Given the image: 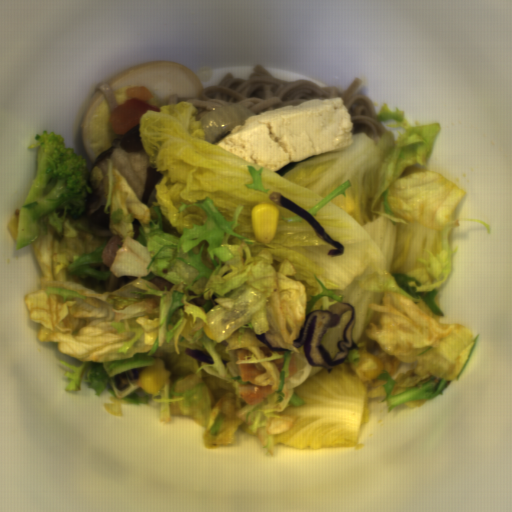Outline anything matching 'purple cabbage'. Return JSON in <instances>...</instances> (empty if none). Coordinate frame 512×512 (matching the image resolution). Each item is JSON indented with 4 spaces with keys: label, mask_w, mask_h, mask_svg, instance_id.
I'll return each instance as SVG.
<instances>
[{
    "label": "purple cabbage",
    "mask_w": 512,
    "mask_h": 512,
    "mask_svg": "<svg viewBox=\"0 0 512 512\" xmlns=\"http://www.w3.org/2000/svg\"><path fill=\"white\" fill-rule=\"evenodd\" d=\"M269 199L272 202H276L280 206L290 210L291 212L307 220L315 230L318 237L335 248L330 249L328 251V256L334 257L345 253L343 244H341L340 242L332 238L330 235H328L325 232V230L321 227V225L318 223V221L304 207L292 201L291 199L283 196L279 191H274L273 193H271Z\"/></svg>",
    "instance_id": "purple-cabbage-2"
},
{
    "label": "purple cabbage",
    "mask_w": 512,
    "mask_h": 512,
    "mask_svg": "<svg viewBox=\"0 0 512 512\" xmlns=\"http://www.w3.org/2000/svg\"><path fill=\"white\" fill-rule=\"evenodd\" d=\"M114 382L117 390L124 389L128 385V381L123 374L116 375L114 378Z\"/></svg>",
    "instance_id": "purple-cabbage-5"
},
{
    "label": "purple cabbage",
    "mask_w": 512,
    "mask_h": 512,
    "mask_svg": "<svg viewBox=\"0 0 512 512\" xmlns=\"http://www.w3.org/2000/svg\"><path fill=\"white\" fill-rule=\"evenodd\" d=\"M184 353H185V355L193 357L196 361H203V362H206L209 364L214 363L212 357H210L209 355H207L206 353H204L201 350L187 348V349H185Z\"/></svg>",
    "instance_id": "purple-cabbage-3"
},
{
    "label": "purple cabbage",
    "mask_w": 512,
    "mask_h": 512,
    "mask_svg": "<svg viewBox=\"0 0 512 512\" xmlns=\"http://www.w3.org/2000/svg\"><path fill=\"white\" fill-rule=\"evenodd\" d=\"M356 321L357 310L346 301L317 309L306 316L293 346L299 349L303 346L306 364L323 367L331 374L352 349H360L353 341Z\"/></svg>",
    "instance_id": "purple-cabbage-1"
},
{
    "label": "purple cabbage",
    "mask_w": 512,
    "mask_h": 512,
    "mask_svg": "<svg viewBox=\"0 0 512 512\" xmlns=\"http://www.w3.org/2000/svg\"><path fill=\"white\" fill-rule=\"evenodd\" d=\"M257 340L262 341L265 346L271 351H290L289 348H283L281 346H272L271 342L266 338L265 332L261 335H255Z\"/></svg>",
    "instance_id": "purple-cabbage-4"
}]
</instances>
